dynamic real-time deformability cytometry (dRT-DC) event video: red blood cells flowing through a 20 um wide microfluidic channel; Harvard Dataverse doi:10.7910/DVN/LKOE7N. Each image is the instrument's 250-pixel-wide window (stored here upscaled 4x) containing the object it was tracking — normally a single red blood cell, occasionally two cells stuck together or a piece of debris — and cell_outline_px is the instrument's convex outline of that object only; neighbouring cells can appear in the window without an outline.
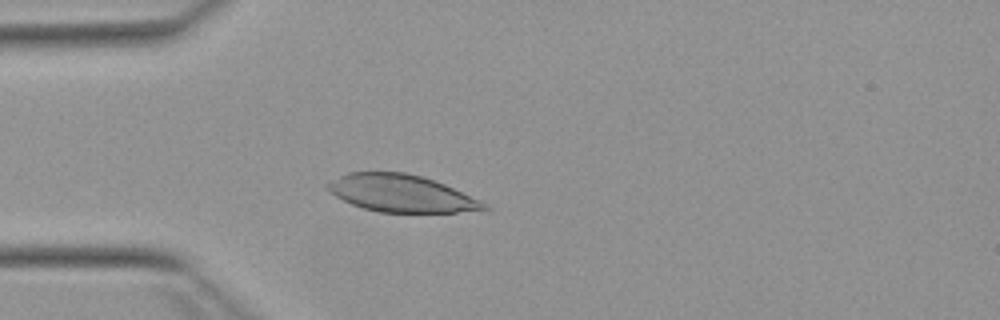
{"species": "Egyptian fruit bat (a non-hibernating species)", "species_latin": "Rousettus aegyptiacus", "temperature_condition": "warm", "stored_images_in_passage": 51, "camera_frame_rate_fps": 3000, "um_per_image_px": 0.085, "animal": {"sex": "female"}, "frame": {"image": 1, "passage_image": 14, "time_ms": 4.333, "image_size_px": [1000, 320], "cell_outline_px": [[492, 208], [456, 212], [380, 212], [364, 208], [352, 204], [336, 196], [324, 188], [324, 184], [348, 172], [404, 172], [420, 176], [444, 184], [480, 200], [488, 204]], "centroid_in_image_um": [34.07, 16.43], "position_along_channel_um": 50.9, "area_um2": 33.58}}
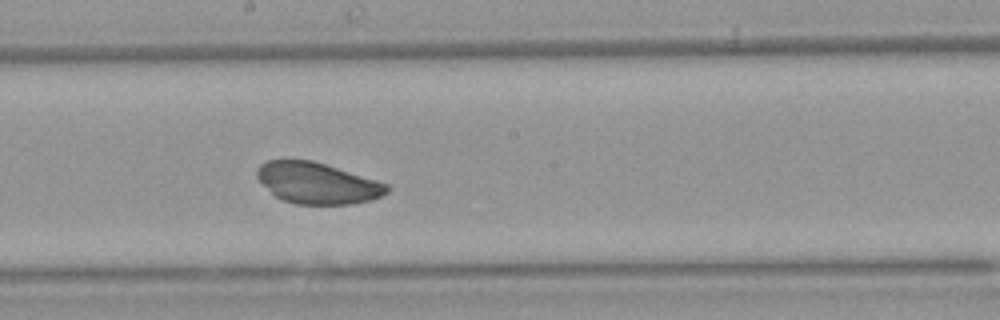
{"frame": {"image": 2, "passage_image": 28, "time_ms": 9.0, "image_size_px": [1000, 320], "cell_outline_px": [[388, 192], [372, 200], [352, 204], [296, 204], [280, 200], [256, 176], [256, 168], [264, 160], [312, 160], [376, 180], [388, 184]], "centroid_in_image_um": [26.95, 15.56], "position_along_channel_um": 221.2, "area_um2": 30.98}}
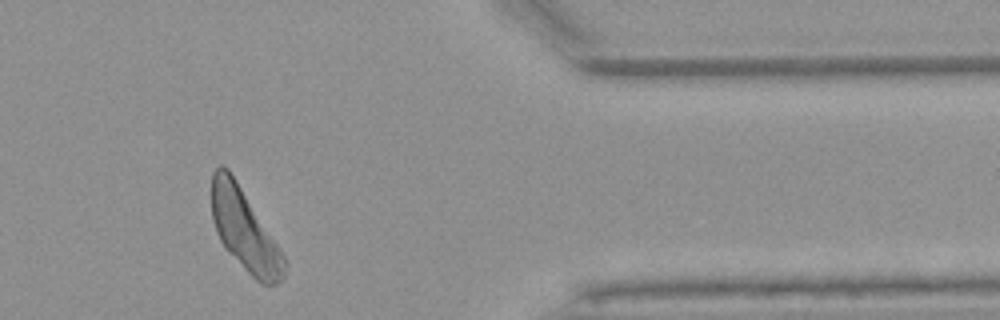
{"frame": {"image": 3, "passage_image": 43, "time_ms": 14.0, "image_size_px": [1000, 320], "cell_outline_px": [[288, 264], [284, 276], [276, 284], [260, 284], [224, 248], [216, 232], [212, 220], [212, 172], [220, 164], [224, 164], [228, 168], [236, 180], [280, 248]], "centroid_in_image_um": [20.79, 19.56], "position_along_channel_um": 390.6, "area_um2": 34.28}}